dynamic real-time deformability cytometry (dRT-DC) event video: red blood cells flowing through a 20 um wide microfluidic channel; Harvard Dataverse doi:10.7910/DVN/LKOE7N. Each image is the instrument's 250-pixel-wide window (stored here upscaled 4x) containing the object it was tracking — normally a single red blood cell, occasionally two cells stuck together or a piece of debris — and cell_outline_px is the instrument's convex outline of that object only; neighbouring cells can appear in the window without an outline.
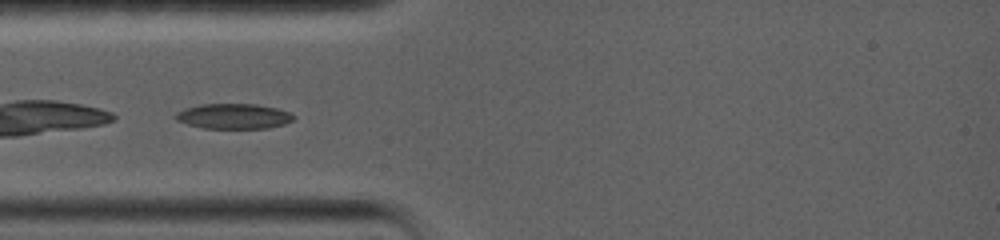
{"species": "common noctule bat (a hibernating species)", "species_latin": "Nyctalus noctula", "temperature_condition": "warm", "stored_images_in_passage": 14, "camera_frame_rate_fps": 5000, "um_per_image_px": 0.085, "animal": {"sex": "female", "body_mass_g": 19.0, "forearm_length_mm": 56.7}, "frame": {"image": 1, "passage_image": 1, "time_ms": 0.0, "image_size_px": [1000, 240], "cell_outline_px": [[296, 116], [292, 120], [284, 124], [268, 128], [204, 128], [188, 124], [176, 120], [172, 116], [176, 112], [184, 108], [200, 104], [256, 104], [276, 108], [292, 112]], "centroid_in_image_um": [19.85, 9.87], "position_along_channel_um": 65.2, "area_um2": 17.46}}
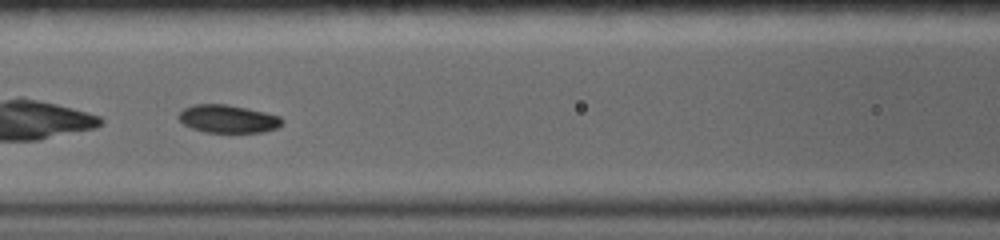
{"frame": {"image": 2, "passage_image": 7, "time_ms": 2.2, "image_size_px": [1000, 240], "cell_outline_px": [[284, 120], [276, 128], [264, 132], [204, 132], [192, 128], [184, 124], [176, 116], [184, 108], [192, 104], [224, 104], [248, 108], [280, 116]], "centroid_in_image_um": [19.35, 10.1], "position_along_channel_um": 147.2, "area_um2": 16.82}}